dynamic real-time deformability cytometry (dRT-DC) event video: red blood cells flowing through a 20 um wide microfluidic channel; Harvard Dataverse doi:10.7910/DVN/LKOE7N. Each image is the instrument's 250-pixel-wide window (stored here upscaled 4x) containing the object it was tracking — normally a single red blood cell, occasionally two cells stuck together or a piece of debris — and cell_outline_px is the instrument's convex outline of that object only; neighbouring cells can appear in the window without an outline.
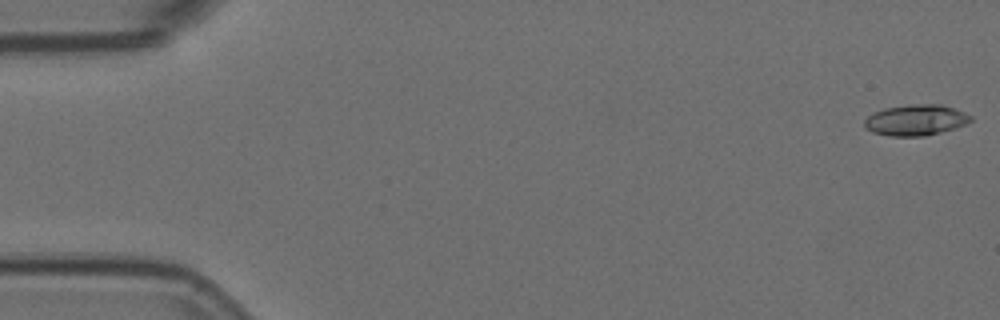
{"species": "Egyptian fruit bat (a non-hibernating species)", "species_latin": "Rousettus aegyptiacus", "temperature_condition": "room temperature", "stored_images_in_passage": 4, "camera_frame_rate_fps": 3000, "um_per_image_px": 0.085, "animal": {"sex": "female"}, "frame": {"image": 1, "passage_image": 1, "time_ms": 0.0, "image_size_px": [1000, 320], "cell_outline_px": [[972, 120], [964, 124], [940, 132], [924, 136], [888, 136], [872, 132], [864, 128], [864, 120], [872, 112], [884, 108], [908, 104], [940, 104], [964, 112], [972, 116]], "centroid_in_image_um": [77.77, 10.2], "position_along_channel_um": 7.2, "area_um2": 19.13}}